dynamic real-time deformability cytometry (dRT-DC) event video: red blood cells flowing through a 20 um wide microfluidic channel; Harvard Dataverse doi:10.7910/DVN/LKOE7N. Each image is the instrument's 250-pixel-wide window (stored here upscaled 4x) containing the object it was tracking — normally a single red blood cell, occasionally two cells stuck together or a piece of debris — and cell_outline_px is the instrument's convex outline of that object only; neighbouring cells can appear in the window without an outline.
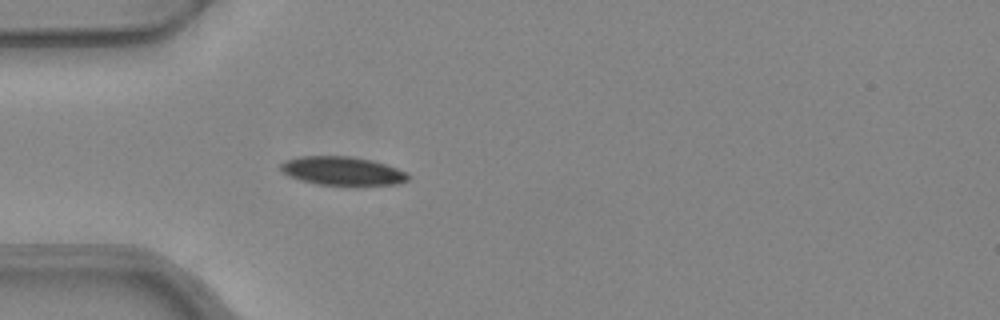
{"species": "common noctule bat (a hibernating species)", "species_latin": "Nyctalus noctula", "temperature_condition": "warm", "stored_images_in_passage": 37, "camera_frame_rate_fps": 3000, "um_per_image_px": 0.085, "animal": {"sex": "female", "body_mass_g": 24.6, "forearm_length_mm": 56.2}, "frame": {"image": 1, "passage_image": 1, "time_ms": 0.0, "image_size_px": [1000, 320], "cell_outline_px": [[408, 180], [400, 184], [356, 188], [344, 188], [316, 184], [300, 180], [288, 176], [280, 168], [280, 164], [284, 160], [300, 156], [348, 156], [372, 160], [396, 168], [404, 172], [408, 176]], "centroid_in_image_um": [29.11, 14.59], "position_along_channel_um": 55.9, "area_um2": 22.25}}
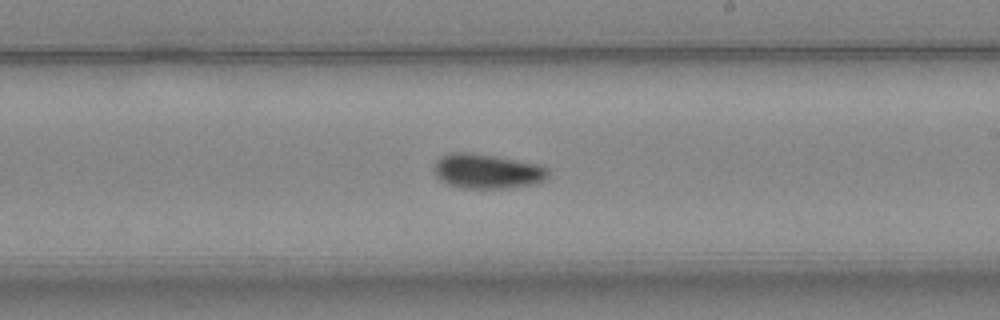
{"frame": {"image": 2, "passage_image": 16, "time_ms": 5.0, "image_size_px": [1000, 320], "cell_outline_px": [[548, 176], [544, 180], [536, 184], [500, 188], [464, 188], [448, 184], [440, 180], [436, 176], [432, 168], [436, 160], [440, 156], [448, 152], [468, 152], [540, 164], [548, 168]], "centroid_in_image_um": [41.37, 14.55], "position_along_channel_um": 247.6, "area_um2": 23.12}}
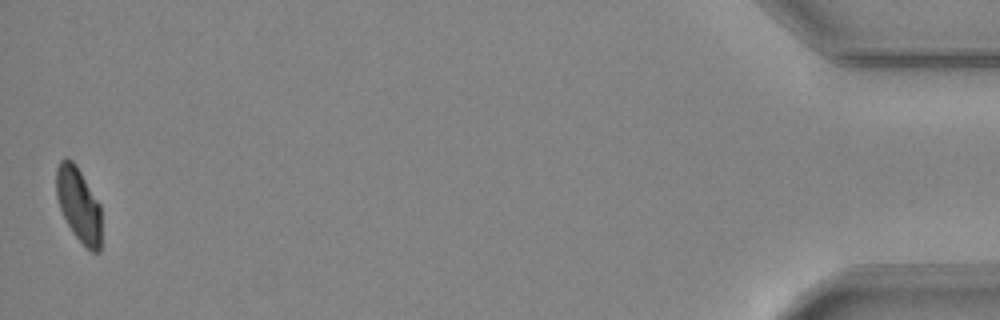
{"frame": {"image": 3, "passage_image": 37, "time_ms": 12.0, "image_size_px": [1000, 320], "cell_outline_px": [[100, 252], [92, 252], [72, 232], [60, 208], [56, 196], [56, 168], [60, 160], [64, 156], [72, 160], [76, 164], [100, 204]], "centroid_in_image_um": [6.67, 17.34], "position_along_channel_um": 428.5, "area_um2": 19.42}, "authors_computed_cell_mechanics": {"area_um2": 21.8484, "velocity_mm_per_s": 3.9538, "shape_relaxation_time_tau1_ms": 7.1609, "shape_relaxation_time_tau2_ms": null, "deformation_change_tau1": 0.1703, "deformation_change_tau2": null}}